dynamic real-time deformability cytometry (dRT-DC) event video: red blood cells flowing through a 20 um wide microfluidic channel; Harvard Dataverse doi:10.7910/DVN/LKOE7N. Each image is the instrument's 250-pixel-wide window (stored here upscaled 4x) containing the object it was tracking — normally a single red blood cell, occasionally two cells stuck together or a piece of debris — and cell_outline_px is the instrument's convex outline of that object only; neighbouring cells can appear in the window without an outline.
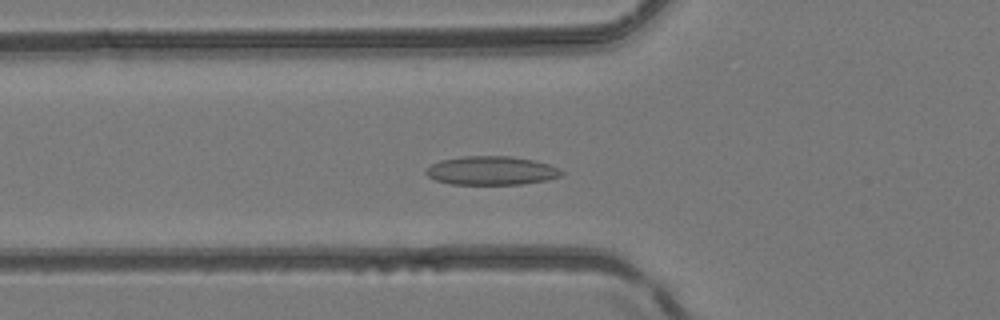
{"species": "common noctule bat (a hibernating species)", "species_latin": "Nyctalus noctula", "temperature_condition": "room temperature", "stored_images_in_passage": 44, "camera_frame_rate_fps": 3000, "um_per_image_px": 0.085, "animal": {"sex": "female", "body_mass_g": 24.6, "forearm_length_mm": 56.2}, "frame": {"image": 1, "passage_image": 14, "time_ms": 4.333, "image_size_px": [1000, 320], "cell_outline_px": [[564, 176], [548, 180], [520, 184], [452, 184], [436, 180], [428, 176], [424, 172], [424, 168], [440, 160], [464, 156], [508, 156], [532, 160], [548, 164], [560, 168], [564, 172]], "centroid_in_image_um": [41.78, 14.5], "position_along_channel_um": 84.0, "area_um2": 22.77}}
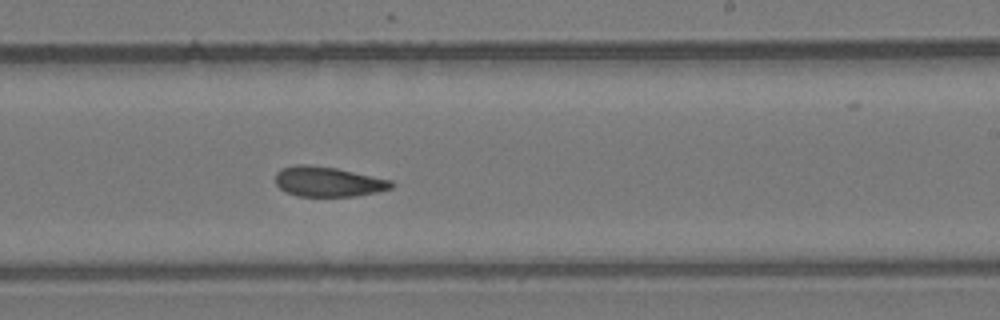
{"frame": {"image": 2, "passage_image": 26, "time_ms": 8.333, "image_size_px": [1000, 320], "cell_outline_px": [[396, 184], [392, 188], [376, 192], [356, 196], [296, 196], [280, 188], [276, 184], [276, 172], [280, 168], [296, 164], [312, 164], [336, 168], [392, 180]], "centroid_in_image_um": [27.89, 15.43], "position_along_channel_um": 261.1, "area_um2": 20.4}}
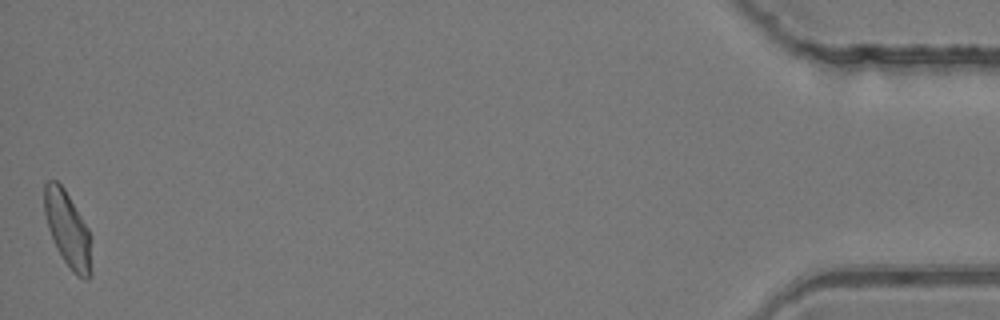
{"frame": {"image": 3, "passage_image": 44, "time_ms": 14.333, "image_size_px": [1000, 320], "cell_outline_px": [[92, 272], [88, 280], [84, 280], [76, 276], [72, 272], [56, 248], [48, 228], [44, 212], [44, 184], [48, 180], [56, 180], [64, 188], [88, 228], [92, 236]], "centroid_in_image_um": [5.79, 19.55], "position_along_channel_um": 429.4, "area_um2": 21.15}}